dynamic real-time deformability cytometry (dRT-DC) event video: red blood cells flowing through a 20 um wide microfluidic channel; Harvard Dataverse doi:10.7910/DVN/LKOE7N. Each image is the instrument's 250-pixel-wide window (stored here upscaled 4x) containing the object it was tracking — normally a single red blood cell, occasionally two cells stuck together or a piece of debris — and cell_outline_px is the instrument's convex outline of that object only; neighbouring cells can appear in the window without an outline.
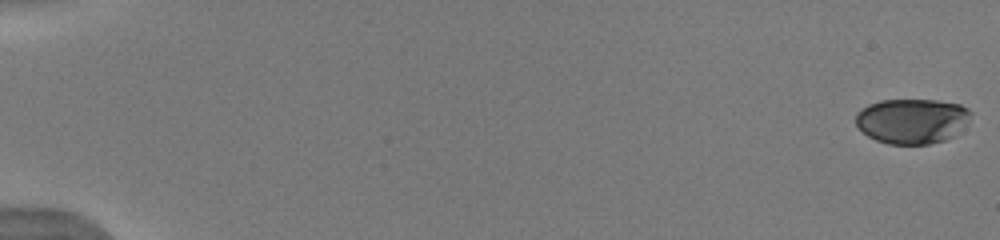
{"species": "human", "species_latin": "Homo sapiens", "temperature_condition": "warm", "stored_images_in_passage": 45, "camera_frame_rate_fps": 3000, "um_per_image_px": 0.085, "donor": {"sex": "male"}, "frame": {"image": 1, "passage_image": 1, "time_ms": 0.0, "image_size_px": [1000, 240], "cell_outline_px": [[972, 112], [968, 120], [956, 136], [944, 140], [928, 144], [888, 144], [876, 140], [868, 136], [856, 124], [856, 112], [860, 108], [868, 104], [880, 100], [936, 100], [960, 104], [968, 108]], "centroid_in_image_um": [77.52, 10.28], "position_along_channel_um": 7.5, "area_um2": 30.4}}
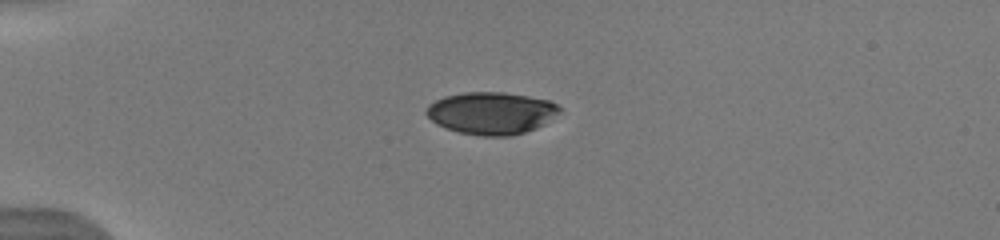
{"frame": {"image": 2, "passage_image": 14, "time_ms": 4.667, "image_size_px": [1000, 240], "cell_outline_px": [[560, 112], [544, 124], [536, 128], [512, 136], [480, 136], [460, 132], [436, 124], [424, 112], [428, 104], [444, 96], [464, 92], [504, 92], [528, 96], [548, 100], [556, 104], [560, 108]], "centroid_in_image_um": [41.75, 9.61], "position_along_channel_um": 43.3, "area_um2": 32.77}}
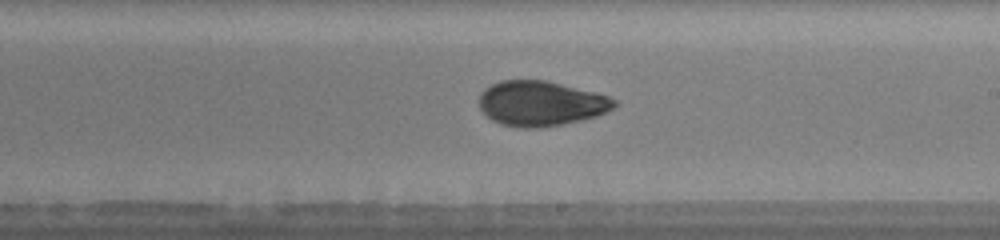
{"frame": {"image": 3, "passage_image": 31, "time_ms": 10.667, "image_size_px": [1000, 240], "cell_outline_px": [[620, 104], [596, 116], [580, 120], [540, 128], [520, 128], [500, 124], [492, 120], [480, 108], [480, 92], [492, 84], [500, 80], [544, 80], [596, 92], [608, 96], [616, 100]], "centroid_in_image_um": [45.97, 8.79], "position_along_channel_um": 243.0, "area_um2": 35.32}, "authors_computed_cell_mechanics": {"area_um2": 34.2754, "velocity_mm_per_s": 3.9877, "shape_relaxation_time_tau1_ms": 5.0623, "shape_relaxation_time_tau2_ms": 1.8766, "deformation_change_tau1": 0.1734, "deformation_change_tau2": 0.0613}}